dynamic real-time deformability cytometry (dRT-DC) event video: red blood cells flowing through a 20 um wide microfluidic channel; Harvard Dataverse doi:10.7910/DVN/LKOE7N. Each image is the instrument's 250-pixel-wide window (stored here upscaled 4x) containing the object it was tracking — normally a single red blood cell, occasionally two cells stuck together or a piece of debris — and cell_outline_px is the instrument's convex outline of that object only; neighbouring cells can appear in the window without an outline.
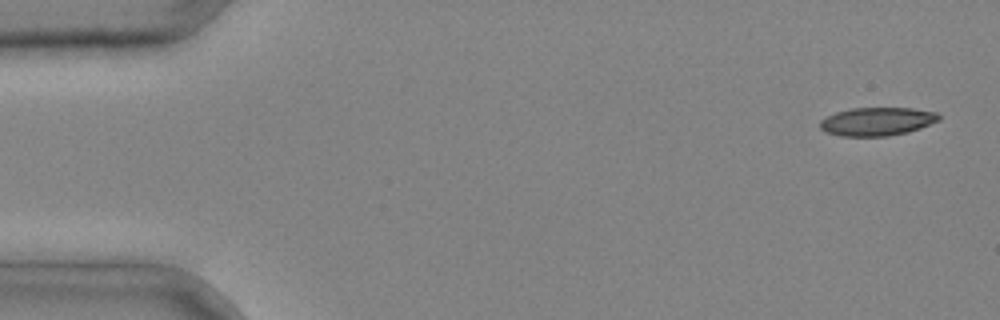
{"species": "common noctule bat (a hibernating species)", "species_latin": "Nyctalus noctula", "temperature_condition": "cold", "stored_images_in_passage": 3, "camera_frame_rate_fps": 3000, "um_per_image_px": 0.085, "animal": {"sex": "male", "body_mass_g": 20.4}, "frame": {"image": 1, "passage_image": 1, "time_ms": 0.0, "image_size_px": [1000, 320], "cell_outline_px": [[940, 120], [920, 128], [908, 132], [888, 136], [840, 136], [824, 132], [820, 128], [820, 120], [836, 112], [852, 108], [912, 108], [936, 112], [940, 116]], "centroid_in_image_um": [74.54, 10.33], "position_along_channel_um": 10.5, "area_um2": 19.65}}
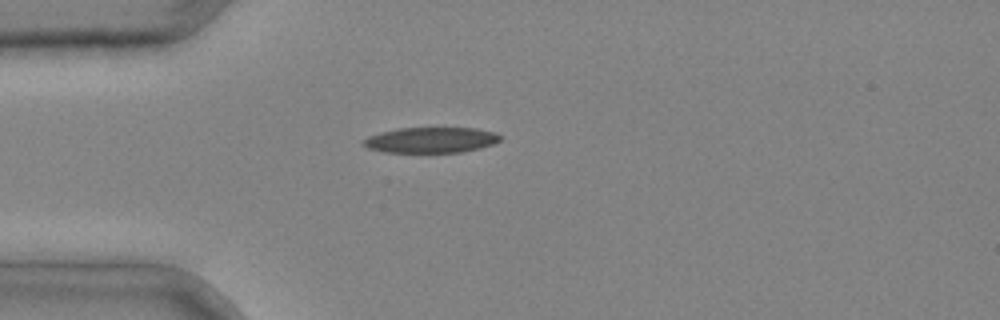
{"frame": {"image": 2, "passage_image": 3, "time_ms": 0.667, "image_size_px": [1000, 320], "cell_outline_px": [[500, 140], [492, 144], [480, 148], [460, 152], [384, 152], [368, 148], [360, 144], [368, 136], [380, 132], [400, 128], [476, 128], [496, 132], [500, 136]], "centroid_in_image_um": [36.61, 11.9], "position_along_channel_um": 48.4, "area_um2": 20.35}}